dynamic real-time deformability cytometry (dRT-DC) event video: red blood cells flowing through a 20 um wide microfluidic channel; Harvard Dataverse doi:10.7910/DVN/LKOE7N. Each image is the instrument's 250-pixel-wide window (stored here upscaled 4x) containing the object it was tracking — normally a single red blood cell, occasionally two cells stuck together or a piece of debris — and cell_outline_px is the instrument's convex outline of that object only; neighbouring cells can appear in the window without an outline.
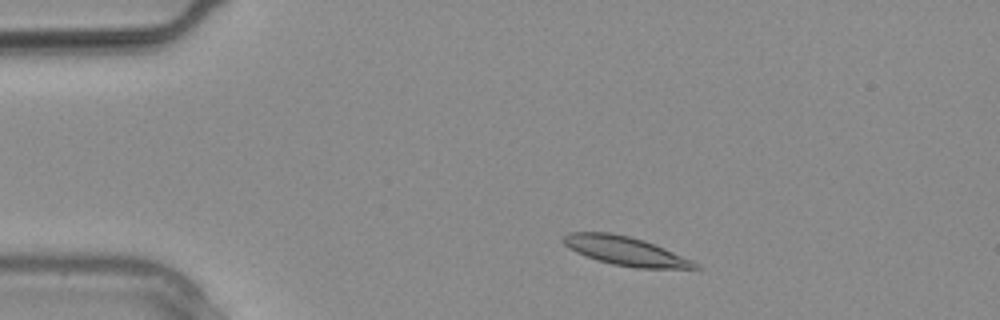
{"species": "common noctule bat (a hibernating species)", "species_latin": "Nyctalus noctula", "temperature_condition": "warm", "stored_images_in_passage": 8, "camera_frame_rate_fps": 3000, "um_per_image_px": 0.085, "animal": {"sex": "male", "body_mass_g": 20.4}, "frame": {"image": 1, "passage_image": 3, "time_ms": 0.667, "image_size_px": [1000, 320], "cell_outline_px": [[700, 268], [636, 268], [612, 264], [596, 260], [576, 252], [568, 248], [560, 240], [568, 232], [608, 232], [628, 236], [644, 240], [664, 248], [692, 260]], "centroid_in_image_um": [53.09, 21.32], "position_along_channel_um": 31.9, "area_um2": 21.96}}
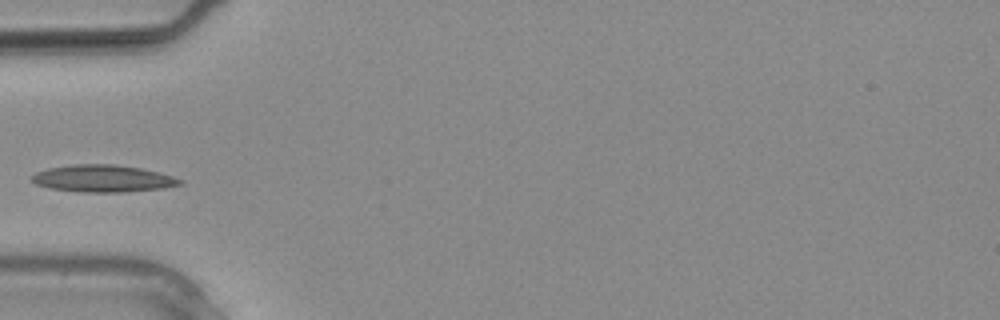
{"frame": {"image": 2, "passage_image": 7, "time_ms": 2.0, "image_size_px": [1000, 320], "cell_outline_px": [[184, 184], [164, 188], [124, 192], [80, 192], [52, 188], [36, 184], [28, 180], [28, 176], [36, 172], [48, 168], [72, 164], [112, 164], [140, 168], [172, 176], [184, 180]], "centroid_in_image_um": [8.71, 15.17], "position_along_channel_um": 76.3, "area_um2": 23.52}}